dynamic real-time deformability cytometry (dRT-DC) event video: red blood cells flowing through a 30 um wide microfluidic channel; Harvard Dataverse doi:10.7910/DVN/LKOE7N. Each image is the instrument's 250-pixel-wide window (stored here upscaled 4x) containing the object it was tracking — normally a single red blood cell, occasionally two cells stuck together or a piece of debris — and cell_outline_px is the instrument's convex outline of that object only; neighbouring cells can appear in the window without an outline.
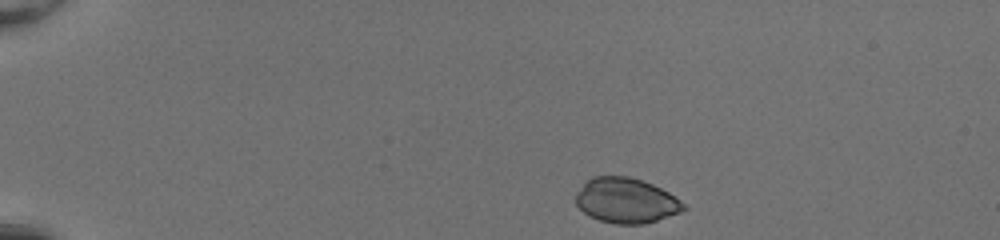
{"species": "common noctule bat (a hibernating species)", "species_latin": "Nyctalus noctula", "temperature_condition": "room temperature", "stored_images_in_passage": 36, "camera_frame_rate_fps": 3000, "um_per_image_px": 0.085, "animal": {"sex": "female", "body_mass_g": 20.0, "forearm_length_mm": 54.0}, "frame": {"image": 1, "passage_image": 1, "time_ms": 0.0, "image_size_px": [1000, 240], "cell_outline_px": [[688, 208], [680, 212], [644, 224], [616, 224], [600, 220], [588, 216], [576, 204], [576, 192], [592, 176], [628, 176], [652, 184], [668, 192], [680, 200]], "centroid_in_image_um": [53.21, 17.05], "position_along_channel_um": 31.8, "area_um2": 28.15}}
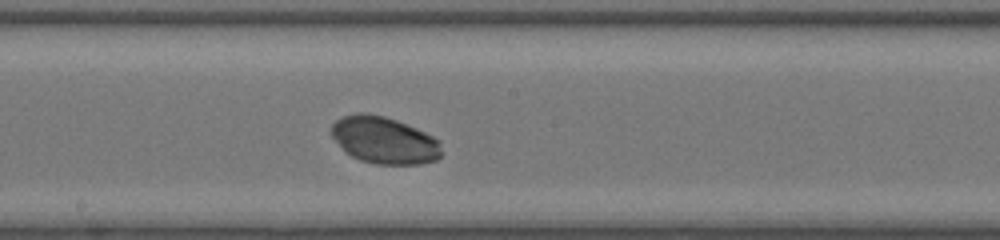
{"frame": {"image": 2, "passage_image": 21, "time_ms": 6.667, "image_size_px": [1000, 240], "cell_outline_px": [[440, 156], [436, 160], [420, 164], [376, 164], [360, 160], [344, 152], [332, 136], [332, 124], [340, 116], [356, 112], [368, 112], [384, 116], [396, 120], [416, 128], [440, 140]], "centroid_in_image_um": [32.62, 11.9], "position_along_channel_um": 215.6, "area_um2": 30.29}}
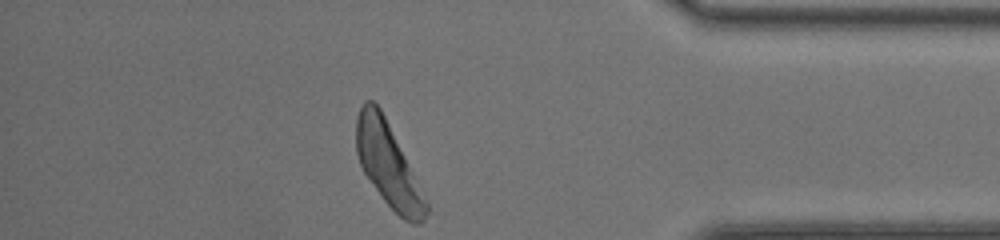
{"frame": {"image": 3, "passage_image": 36, "time_ms": 11.667, "image_size_px": [1000, 240], "cell_outline_px": [[428, 212], [424, 220], [420, 224], [412, 224], [404, 220], [384, 200], [364, 172], [360, 164], [356, 152], [356, 116], [364, 100], [372, 100], [380, 108], [428, 204]], "centroid_in_image_um": [32.96, 14.01], "position_along_channel_um": 402.2, "area_um2": 32.95}}